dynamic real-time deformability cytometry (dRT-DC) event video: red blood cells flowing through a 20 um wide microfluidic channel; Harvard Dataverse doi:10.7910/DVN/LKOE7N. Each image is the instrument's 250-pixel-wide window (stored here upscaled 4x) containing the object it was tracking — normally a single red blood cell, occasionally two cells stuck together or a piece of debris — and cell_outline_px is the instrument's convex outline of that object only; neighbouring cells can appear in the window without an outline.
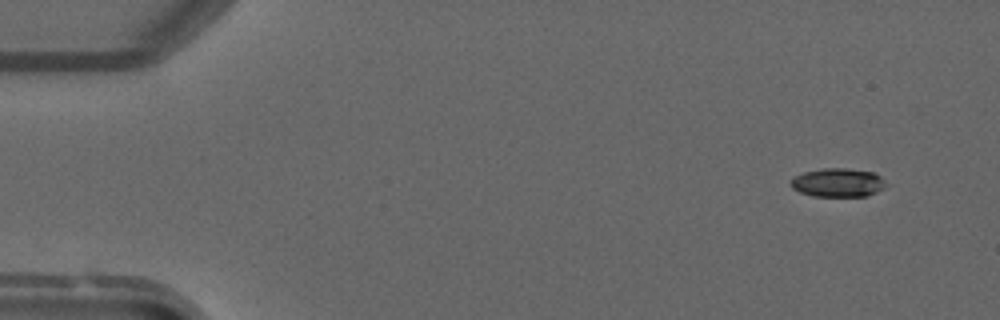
{"species": "common noctule bat (a hibernating species)", "species_latin": "Nyctalus noctula", "temperature_condition": "warm", "stored_images_in_passage": 5, "camera_frame_rate_fps": 3000, "um_per_image_px": 0.085, "animal": {"sex": "male", "forearm_length_mm": 52.5}, "frame": {"image": 1, "passage_image": 2, "time_ms": 1.0, "image_size_px": [1000, 320], "cell_outline_px": [[888, 184], [884, 188], [868, 196], [812, 196], [800, 192], [792, 188], [788, 184], [792, 176], [804, 172], [820, 168], [844, 168], [872, 172], [880, 176]], "centroid_in_image_um": [71.18, 15.52], "position_along_channel_um": 13.8, "area_um2": 16.13}}